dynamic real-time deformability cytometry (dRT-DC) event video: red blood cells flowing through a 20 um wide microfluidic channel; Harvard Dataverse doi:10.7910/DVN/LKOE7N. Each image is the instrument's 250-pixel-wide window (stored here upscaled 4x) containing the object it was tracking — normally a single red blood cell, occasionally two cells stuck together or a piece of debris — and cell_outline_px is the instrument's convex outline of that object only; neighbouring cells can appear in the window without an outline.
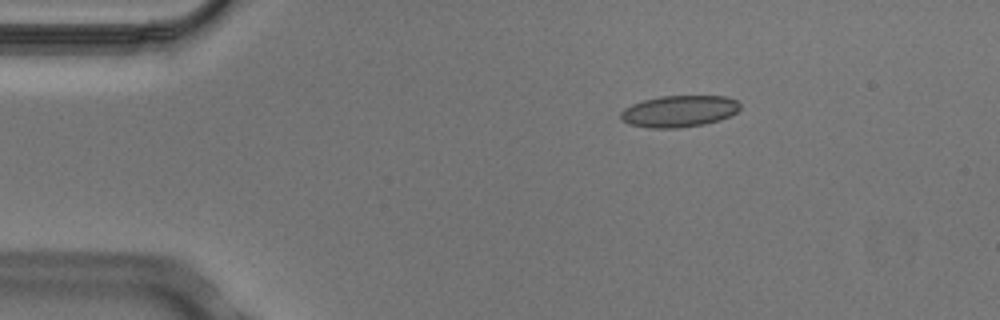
{"species": "Egyptian fruit bat (a non-hibernating species)", "species_latin": "Rousettus aegyptiacus", "temperature_condition": "cold", "stored_images_in_passage": 4, "camera_frame_rate_fps": 3000, "um_per_image_px": 0.085, "animal": {"sex": "male"}, "frame": {"image": 1, "passage_image": 4, "time_ms": 1.0, "image_size_px": [1000, 320], "cell_outline_px": [[740, 108], [736, 112], [720, 120], [704, 124], [680, 128], [648, 128], [628, 124], [620, 120], [620, 112], [624, 108], [632, 104], [644, 100], [660, 96], [728, 96], [736, 100], [740, 104]], "centroid_in_image_um": [57.7, 9.46], "position_along_channel_um": 27.3, "area_um2": 22.14}}